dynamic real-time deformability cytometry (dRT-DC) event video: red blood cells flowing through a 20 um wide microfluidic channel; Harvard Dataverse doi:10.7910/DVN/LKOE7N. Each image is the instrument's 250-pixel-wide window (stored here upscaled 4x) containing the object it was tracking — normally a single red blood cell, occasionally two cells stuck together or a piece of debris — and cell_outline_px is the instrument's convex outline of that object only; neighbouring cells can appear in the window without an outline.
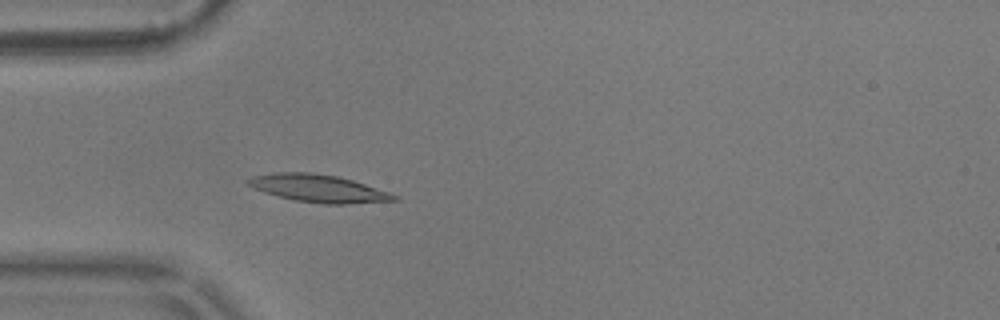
{"species": "common noctule bat (a hibernating species)", "species_latin": "Nyctalus noctula", "temperature_condition": "warm", "stored_images_in_passage": 52, "camera_frame_rate_fps": 3000, "um_per_image_px": 0.085, "animal": {"sex": "male", "body_mass_g": 17.9}, "frame": {"image": 1, "passage_image": 12, "time_ms": 3.667, "image_size_px": [1000, 320], "cell_outline_px": [[400, 200], [344, 204], [324, 204], [292, 200], [276, 196], [264, 192], [248, 184], [244, 180], [252, 176], [272, 172], [308, 172], [336, 176], [352, 180], [400, 196]], "centroid_in_image_um": [27.04, 16.01], "position_along_channel_um": 58.0, "area_um2": 23.47}}
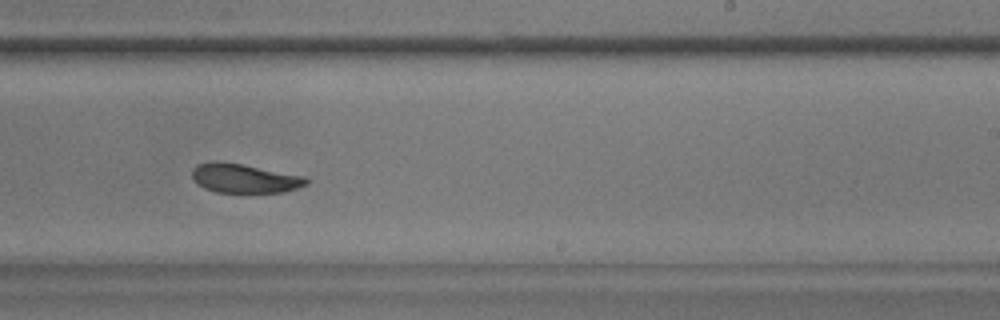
{"frame": {"image": 2, "passage_image": 30, "time_ms": 9.667, "image_size_px": [1000, 320], "cell_outline_px": [[308, 184], [284, 192], [216, 192], [204, 188], [196, 184], [192, 176], [192, 168], [196, 164], [208, 160], [216, 160], [240, 164], [304, 176], [308, 180]], "centroid_in_image_um": [20.7, 15.14], "position_along_channel_um": 268.3, "area_um2": 19.42}}
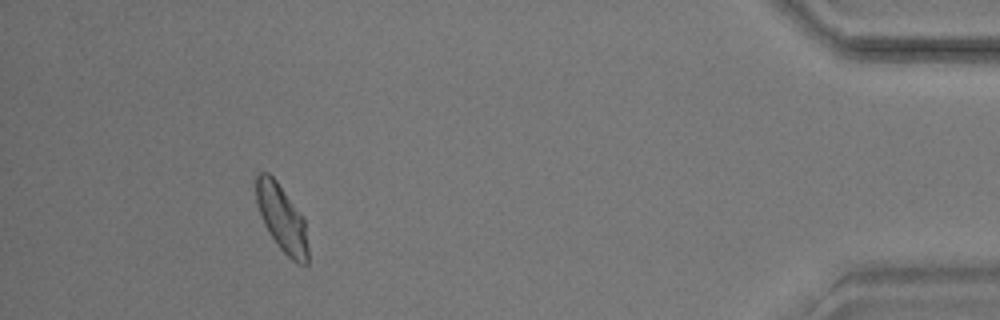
{"frame": {"image": 3, "passage_image": 47, "time_ms": 15.333, "image_size_px": [1000, 320], "cell_outline_px": [[308, 264], [296, 264], [280, 248], [264, 224], [256, 200], [256, 176], [260, 172], [268, 172], [276, 180], [304, 220], [308, 248]], "centroid_in_image_um": [23.95, 18.57], "position_along_channel_um": 411.2, "area_um2": 19.65}, "authors_computed_cell_mechanics": {"area_um2": 20.23, "velocity_mm_per_s": 3.5672, "shape_relaxation_time_tau1_ms": null, "shape_relaxation_time_tau2_ms": 4.6843, "deformation_change_tau1": null, "deformation_change_tau2": 0.1095}}